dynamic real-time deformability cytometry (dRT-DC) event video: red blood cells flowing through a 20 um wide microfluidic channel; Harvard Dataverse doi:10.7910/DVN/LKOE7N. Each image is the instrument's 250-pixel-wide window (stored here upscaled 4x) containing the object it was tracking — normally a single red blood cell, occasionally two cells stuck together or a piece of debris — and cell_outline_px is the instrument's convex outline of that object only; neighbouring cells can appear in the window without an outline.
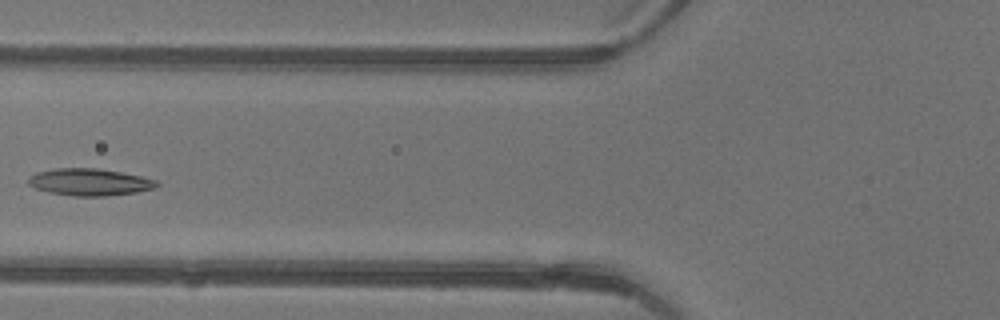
{"species": "common noctule bat (a hibernating species)", "species_latin": "Nyctalus noctula", "temperature_condition": "warm", "stored_images_in_passage": 5, "camera_frame_rate_fps": 3000, "um_per_image_px": 0.085, "animal": {"sex": "female"}, "frame": {"image": 1, "passage_image": 5, "time_ms": 1.333, "image_size_px": [1000, 320], "cell_outline_px": [[160, 184], [156, 188], [136, 192], [104, 196], [72, 196], [48, 192], [36, 188], [28, 184], [28, 176], [36, 172], [56, 168], [96, 168], [120, 172], [140, 176], [156, 180]], "centroid_in_image_um": [7.6, 15.48], "position_along_channel_um": 118.2, "area_um2": 20.23}}